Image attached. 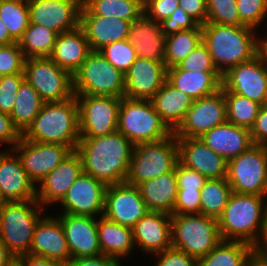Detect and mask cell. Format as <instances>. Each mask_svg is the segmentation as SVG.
<instances>
[{
	"label": "cell",
	"mask_w": 267,
	"mask_h": 266,
	"mask_svg": "<svg viewBox=\"0 0 267 266\" xmlns=\"http://www.w3.org/2000/svg\"><path fill=\"white\" fill-rule=\"evenodd\" d=\"M134 145L119 131L112 134L80 138L76 152L83 172L106 186L125 182Z\"/></svg>",
	"instance_id": "6da1fadb"
},
{
	"label": "cell",
	"mask_w": 267,
	"mask_h": 266,
	"mask_svg": "<svg viewBox=\"0 0 267 266\" xmlns=\"http://www.w3.org/2000/svg\"><path fill=\"white\" fill-rule=\"evenodd\" d=\"M256 29L245 25L206 22L202 25V42L207 46L212 61L223 75L231 67L257 56Z\"/></svg>",
	"instance_id": "7a4b0ae2"
},
{
	"label": "cell",
	"mask_w": 267,
	"mask_h": 266,
	"mask_svg": "<svg viewBox=\"0 0 267 266\" xmlns=\"http://www.w3.org/2000/svg\"><path fill=\"white\" fill-rule=\"evenodd\" d=\"M266 208L267 195L232 192L218 218L221 240L241 241L255 247L263 233Z\"/></svg>",
	"instance_id": "3957f363"
},
{
	"label": "cell",
	"mask_w": 267,
	"mask_h": 266,
	"mask_svg": "<svg viewBox=\"0 0 267 266\" xmlns=\"http://www.w3.org/2000/svg\"><path fill=\"white\" fill-rule=\"evenodd\" d=\"M22 136L34 142L67 146L75 151L80 140L75 95L61 102H44L39 114Z\"/></svg>",
	"instance_id": "277c9868"
},
{
	"label": "cell",
	"mask_w": 267,
	"mask_h": 266,
	"mask_svg": "<svg viewBox=\"0 0 267 266\" xmlns=\"http://www.w3.org/2000/svg\"><path fill=\"white\" fill-rule=\"evenodd\" d=\"M41 211L43 207L36 199L6 201L0 207V238L14 258L29 253Z\"/></svg>",
	"instance_id": "5b68a950"
},
{
	"label": "cell",
	"mask_w": 267,
	"mask_h": 266,
	"mask_svg": "<svg viewBox=\"0 0 267 266\" xmlns=\"http://www.w3.org/2000/svg\"><path fill=\"white\" fill-rule=\"evenodd\" d=\"M117 131L133 145L156 142L174 132L162 120L151 100L121 98Z\"/></svg>",
	"instance_id": "8992f818"
},
{
	"label": "cell",
	"mask_w": 267,
	"mask_h": 266,
	"mask_svg": "<svg viewBox=\"0 0 267 266\" xmlns=\"http://www.w3.org/2000/svg\"><path fill=\"white\" fill-rule=\"evenodd\" d=\"M220 241L218 219L201 213L171 215V246L196 260L207 255Z\"/></svg>",
	"instance_id": "52a82bcc"
},
{
	"label": "cell",
	"mask_w": 267,
	"mask_h": 266,
	"mask_svg": "<svg viewBox=\"0 0 267 266\" xmlns=\"http://www.w3.org/2000/svg\"><path fill=\"white\" fill-rule=\"evenodd\" d=\"M178 146L174 133L160 141L134 145L125 182L138 186L175 169Z\"/></svg>",
	"instance_id": "ba28073f"
},
{
	"label": "cell",
	"mask_w": 267,
	"mask_h": 266,
	"mask_svg": "<svg viewBox=\"0 0 267 266\" xmlns=\"http://www.w3.org/2000/svg\"><path fill=\"white\" fill-rule=\"evenodd\" d=\"M72 77L74 94L124 97L125 75L99 51H91Z\"/></svg>",
	"instance_id": "9c48e42d"
},
{
	"label": "cell",
	"mask_w": 267,
	"mask_h": 266,
	"mask_svg": "<svg viewBox=\"0 0 267 266\" xmlns=\"http://www.w3.org/2000/svg\"><path fill=\"white\" fill-rule=\"evenodd\" d=\"M226 179L232 192L267 195V146L254 144L230 159Z\"/></svg>",
	"instance_id": "30bf717a"
},
{
	"label": "cell",
	"mask_w": 267,
	"mask_h": 266,
	"mask_svg": "<svg viewBox=\"0 0 267 266\" xmlns=\"http://www.w3.org/2000/svg\"><path fill=\"white\" fill-rule=\"evenodd\" d=\"M24 75L44 102H61L74 96L72 75L49 57L26 58Z\"/></svg>",
	"instance_id": "8fae6325"
},
{
	"label": "cell",
	"mask_w": 267,
	"mask_h": 266,
	"mask_svg": "<svg viewBox=\"0 0 267 266\" xmlns=\"http://www.w3.org/2000/svg\"><path fill=\"white\" fill-rule=\"evenodd\" d=\"M78 104L80 138H92L117 131L121 98L74 94Z\"/></svg>",
	"instance_id": "7c38bea8"
},
{
	"label": "cell",
	"mask_w": 267,
	"mask_h": 266,
	"mask_svg": "<svg viewBox=\"0 0 267 266\" xmlns=\"http://www.w3.org/2000/svg\"><path fill=\"white\" fill-rule=\"evenodd\" d=\"M226 121V101L221 87L211 95L193 100L183 122L174 131V135L200 138L212 128Z\"/></svg>",
	"instance_id": "4fadbf2b"
},
{
	"label": "cell",
	"mask_w": 267,
	"mask_h": 266,
	"mask_svg": "<svg viewBox=\"0 0 267 266\" xmlns=\"http://www.w3.org/2000/svg\"><path fill=\"white\" fill-rule=\"evenodd\" d=\"M13 150L20 157L24 170L35 185L39 184L72 152L67 146L34 142L23 136Z\"/></svg>",
	"instance_id": "5bb4252c"
},
{
	"label": "cell",
	"mask_w": 267,
	"mask_h": 266,
	"mask_svg": "<svg viewBox=\"0 0 267 266\" xmlns=\"http://www.w3.org/2000/svg\"><path fill=\"white\" fill-rule=\"evenodd\" d=\"M222 89L267 105V67L258 55L239 63L222 75Z\"/></svg>",
	"instance_id": "9a60e30c"
},
{
	"label": "cell",
	"mask_w": 267,
	"mask_h": 266,
	"mask_svg": "<svg viewBox=\"0 0 267 266\" xmlns=\"http://www.w3.org/2000/svg\"><path fill=\"white\" fill-rule=\"evenodd\" d=\"M147 212L138 186L126 182L107 186L104 209L107 219L133 228Z\"/></svg>",
	"instance_id": "2e32d148"
},
{
	"label": "cell",
	"mask_w": 267,
	"mask_h": 266,
	"mask_svg": "<svg viewBox=\"0 0 267 266\" xmlns=\"http://www.w3.org/2000/svg\"><path fill=\"white\" fill-rule=\"evenodd\" d=\"M82 0H28L30 23L44 26L57 34L80 25Z\"/></svg>",
	"instance_id": "e0dca14e"
},
{
	"label": "cell",
	"mask_w": 267,
	"mask_h": 266,
	"mask_svg": "<svg viewBox=\"0 0 267 266\" xmlns=\"http://www.w3.org/2000/svg\"><path fill=\"white\" fill-rule=\"evenodd\" d=\"M107 186L93 176L83 172L70 186L61 200L62 213L71 215H104Z\"/></svg>",
	"instance_id": "ac0fdd59"
},
{
	"label": "cell",
	"mask_w": 267,
	"mask_h": 266,
	"mask_svg": "<svg viewBox=\"0 0 267 266\" xmlns=\"http://www.w3.org/2000/svg\"><path fill=\"white\" fill-rule=\"evenodd\" d=\"M124 75V97L151 100L167 80V67L164 62L137 58Z\"/></svg>",
	"instance_id": "d6986e66"
},
{
	"label": "cell",
	"mask_w": 267,
	"mask_h": 266,
	"mask_svg": "<svg viewBox=\"0 0 267 266\" xmlns=\"http://www.w3.org/2000/svg\"><path fill=\"white\" fill-rule=\"evenodd\" d=\"M179 162L207 179L226 178L228 161L212 151L200 138L176 137Z\"/></svg>",
	"instance_id": "ffe728a7"
},
{
	"label": "cell",
	"mask_w": 267,
	"mask_h": 266,
	"mask_svg": "<svg viewBox=\"0 0 267 266\" xmlns=\"http://www.w3.org/2000/svg\"><path fill=\"white\" fill-rule=\"evenodd\" d=\"M60 220L71 258L101 254L97 235V217L61 213Z\"/></svg>",
	"instance_id": "44dd1931"
},
{
	"label": "cell",
	"mask_w": 267,
	"mask_h": 266,
	"mask_svg": "<svg viewBox=\"0 0 267 266\" xmlns=\"http://www.w3.org/2000/svg\"><path fill=\"white\" fill-rule=\"evenodd\" d=\"M83 173L82 160L76 151L68 157L39 183L36 200L44 208L45 204L59 203L65 197L72 183Z\"/></svg>",
	"instance_id": "7402d4cb"
},
{
	"label": "cell",
	"mask_w": 267,
	"mask_h": 266,
	"mask_svg": "<svg viewBox=\"0 0 267 266\" xmlns=\"http://www.w3.org/2000/svg\"><path fill=\"white\" fill-rule=\"evenodd\" d=\"M28 254L49 258L65 265L71 254L60 220L56 217H41L35 226Z\"/></svg>",
	"instance_id": "603a6c76"
},
{
	"label": "cell",
	"mask_w": 267,
	"mask_h": 266,
	"mask_svg": "<svg viewBox=\"0 0 267 266\" xmlns=\"http://www.w3.org/2000/svg\"><path fill=\"white\" fill-rule=\"evenodd\" d=\"M38 186L28 177L20 157L13 149L9 152L0 151V188L6 201L36 199Z\"/></svg>",
	"instance_id": "cb8c5ba5"
},
{
	"label": "cell",
	"mask_w": 267,
	"mask_h": 266,
	"mask_svg": "<svg viewBox=\"0 0 267 266\" xmlns=\"http://www.w3.org/2000/svg\"><path fill=\"white\" fill-rule=\"evenodd\" d=\"M132 229L134 245L143 252L156 254L171 247V214L149 211Z\"/></svg>",
	"instance_id": "d4e9b609"
},
{
	"label": "cell",
	"mask_w": 267,
	"mask_h": 266,
	"mask_svg": "<svg viewBox=\"0 0 267 266\" xmlns=\"http://www.w3.org/2000/svg\"><path fill=\"white\" fill-rule=\"evenodd\" d=\"M128 40L135 48L138 58L164 62L166 35L160 22L143 13L130 23Z\"/></svg>",
	"instance_id": "484cf974"
},
{
	"label": "cell",
	"mask_w": 267,
	"mask_h": 266,
	"mask_svg": "<svg viewBox=\"0 0 267 266\" xmlns=\"http://www.w3.org/2000/svg\"><path fill=\"white\" fill-rule=\"evenodd\" d=\"M212 151L227 161L247 151L253 144L250 129L224 122L200 137Z\"/></svg>",
	"instance_id": "4316f807"
},
{
	"label": "cell",
	"mask_w": 267,
	"mask_h": 266,
	"mask_svg": "<svg viewBox=\"0 0 267 266\" xmlns=\"http://www.w3.org/2000/svg\"><path fill=\"white\" fill-rule=\"evenodd\" d=\"M90 52L86 34L79 25L73 30L57 35L49 58L73 76Z\"/></svg>",
	"instance_id": "83f0119b"
},
{
	"label": "cell",
	"mask_w": 267,
	"mask_h": 266,
	"mask_svg": "<svg viewBox=\"0 0 267 266\" xmlns=\"http://www.w3.org/2000/svg\"><path fill=\"white\" fill-rule=\"evenodd\" d=\"M130 23L117 17L80 15V26L91 51H99L108 44L128 39Z\"/></svg>",
	"instance_id": "f1b7e54d"
},
{
	"label": "cell",
	"mask_w": 267,
	"mask_h": 266,
	"mask_svg": "<svg viewBox=\"0 0 267 266\" xmlns=\"http://www.w3.org/2000/svg\"><path fill=\"white\" fill-rule=\"evenodd\" d=\"M167 81L193 100L211 95L222 87L218 71H187L178 66L167 69Z\"/></svg>",
	"instance_id": "f546056e"
},
{
	"label": "cell",
	"mask_w": 267,
	"mask_h": 266,
	"mask_svg": "<svg viewBox=\"0 0 267 266\" xmlns=\"http://www.w3.org/2000/svg\"><path fill=\"white\" fill-rule=\"evenodd\" d=\"M138 188L149 211L173 213L178 192L175 169L140 183Z\"/></svg>",
	"instance_id": "4dcf8cb0"
},
{
	"label": "cell",
	"mask_w": 267,
	"mask_h": 266,
	"mask_svg": "<svg viewBox=\"0 0 267 266\" xmlns=\"http://www.w3.org/2000/svg\"><path fill=\"white\" fill-rule=\"evenodd\" d=\"M151 101L162 120L174 132L183 122L193 99L166 80Z\"/></svg>",
	"instance_id": "1f68e13d"
},
{
	"label": "cell",
	"mask_w": 267,
	"mask_h": 266,
	"mask_svg": "<svg viewBox=\"0 0 267 266\" xmlns=\"http://www.w3.org/2000/svg\"><path fill=\"white\" fill-rule=\"evenodd\" d=\"M97 235L103 255L121 260L134 249L133 229L113 222L104 215L99 220L97 218Z\"/></svg>",
	"instance_id": "d6a6232c"
},
{
	"label": "cell",
	"mask_w": 267,
	"mask_h": 266,
	"mask_svg": "<svg viewBox=\"0 0 267 266\" xmlns=\"http://www.w3.org/2000/svg\"><path fill=\"white\" fill-rule=\"evenodd\" d=\"M254 247L241 241L221 240L207 255L197 260V266H250Z\"/></svg>",
	"instance_id": "836d02e7"
},
{
	"label": "cell",
	"mask_w": 267,
	"mask_h": 266,
	"mask_svg": "<svg viewBox=\"0 0 267 266\" xmlns=\"http://www.w3.org/2000/svg\"><path fill=\"white\" fill-rule=\"evenodd\" d=\"M143 13V0H82L80 11V15L117 17L130 22Z\"/></svg>",
	"instance_id": "e575fe53"
},
{
	"label": "cell",
	"mask_w": 267,
	"mask_h": 266,
	"mask_svg": "<svg viewBox=\"0 0 267 266\" xmlns=\"http://www.w3.org/2000/svg\"><path fill=\"white\" fill-rule=\"evenodd\" d=\"M43 103L39 93L24 79L16 93L14 108L10 114L14 126L21 134L33 123Z\"/></svg>",
	"instance_id": "d590c367"
},
{
	"label": "cell",
	"mask_w": 267,
	"mask_h": 266,
	"mask_svg": "<svg viewBox=\"0 0 267 266\" xmlns=\"http://www.w3.org/2000/svg\"><path fill=\"white\" fill-rule=\"evenodd\" d=\"M202 42V25L166 36L164 63L168 68L177 66Z\"/></svg>",
	"instance_id": "8d00e7d4"
},
{
	"label": "cell",
	"mask_w": 267,
	"mask_h": 266,
	"mask_svg": "<svg viewBox=\"0 0 267 266\" xmlns=\"http://www.w3.org/2000/svg\"><path fill=\"white\" fill-rule=\"evenodd\" d=\"M231 194L232 188L226 178L207 179L200 190V213L218 219Z\"/></svg>",
	"instance_id": "74e56055"
},
{
	"label": "cell",
	"mask_w": 267,
	"mask_h": 266,
	"mask_svg": "<svg viewBox=\"0 0 267 266\" xmlns=\"http://www.w3.org/2000/svg\"><path fill=\"white\" fill-rule=\"evenodd\" d=\"M57 35L51 29L30 23L18 43L25 58L49 57L53 51Z\"/></svg>",
	"instance_id": "f35d334b"
},
{
	"label": "cell",
	"mask_w": 267,
	"mask_h": 266,
	"mask_svg": "<svg viewBox=\"0 0 267 266\" xmlns=\"http://www.w3.org/2000/svg\"><path fill=\"white\" fill-rule=\"evenodd\" d=\"M0 18L18 42L30 24L28 0H0Z\"/></svg>",
	"instance_id": "ab89813d"
},
{
	"label": "cell",
	"mask_w": 267,
	"mask_h": 266,
	"mask_svg": "<svg viewBox=\"0 0 267 266\" xmlns=\"http://www.w3.org/2000/svg\"><path fill=\"white\" fill-rule=\"evenodd\" d=\"M223 94L226 101L227 121L251 129L262 105L231 91H223Z\"/></svg>",
	"instance_id": "60d3db41"
},
{
	"label": "cell",
	"mask_w": 267,
	"mask_h": 266,
	"mask_svg": "<svg viewBox=\"0 0 267 266\" xmlns=\"http://www.w3.org/2000/svg\"><path fill=\"white\" fill-rule=\"evenodd\" d=\"M99 52L118 70L125 74L138 58L128 39L104 46Z\"/></svg>",
	"instance_id": "b9f144b4"
},
{
	"label": "cell",
	"mask_w": 267,
	"mask_h": 266,
	"mask_svg": "<svg viewBox=\"0 0 267 266\" xmlns=\"http://www.w3.org/2000/svg\"><path fill=\"white\" fill-rule=\"evenodd\" d=\"M207 22L244 25L239 18L236 0H206Z\"/></svg>",
	"instance_id": "7bdbcfd3"
},
{
	"label": "cell",
	"mask_w": 267,
	"mask_h": 266,
	"mask_svg": "<svg viewBox=\"0 0 267 266\" xmlns=\"http://www.w3.org/2000/svg\"><path fill=\"white\" fill-rule=\"evenodd\" d=\"M240 21L248 27L258 28L267 17V0H236Z\"/></svg>",
	"instance_id": "ee69618b"
},
{
	"label": "cell",
	"mask_w": 267,
	"mask_h": 266,
	"mask_svg": "<svg viewBox=\"0 0 267 266\" xmlns=\"http://www.w3.org/2000/svg\"><path fill=\"white\" fill-rule=\"evenodd\" d=\"M25 57L18 42L0 49V76L24 73Z\"/></svg>",
	"instance_id": "f6af8a7d"
},
{
	"label": "cell",
	"mask_w": 267,
	"mask_h": 266,
	"mask_svg": "<svg viewBox=\"0 0 267 266\" xmlns=\"http://www.w3.org/2000/svg\"><path fill=\"white\" fill-rule=\"evenodd\" d=\"M25 79L24 73H15L11 75L0 76V111L11 114L16 93L19 86Z\"/></svg>",
	"instance_id": "bcb514c9"
},
{
	"label": "cell",
	"mask_w": 267,
	"mask_h": 266,
	"mask_svg": "<svg viewBox=\"0 0 267 266\" xmlns=\"http://www.w3.org/2000/svg\"><path fill=\"white\" fill-rule=\"evenodd\" d=\"M177 66L187 71H218L212 61L207 46L203 42L193 49Z\"/></svg>",
	"instance_id": "7dc6e473"
},
{
	"label": "cell",
	"mask_w": 267,
	"mask_h": 266,
	"mask_svg": "<svg viewBox=\"0 0 267 266\" xmlns=\"http://www.w3.org/2000/svg\"><path fill=\"white\" fill-rule=\"evenodd\" d=\"M200 190L178 189L176 203L171 215L200 213Z\"/></svg>",
	"instance_id": "c3c4849f"
},
{
	"label": "cell",
	"mask_w": 267,
	"mask_h": 266,
	"mask_svg": "<svg viewBox=\"0 0 267 266\" xmlns=\"http://www.w3.org/2000/svg\"><path fill=\"white\" fill-rule=\"evenodd\" d=\"M178 7V0H143L144 14L160 23L169 18Z\"/></svg>",
	"instance_id": "681fc988"
},
{
	"label": "cell",
	"mask_w": 267,
	"mask_h": 266,
	"mask_svg": "<svg viewBox=\"0 0 267 266\" xmlns=\"http://www.w3.org/2000/svg\"><path fill=\"white\" fill-rule=\"evenodd\" d=\"M197 25L198 23L181 7H178L169 18L161 22L162 31L166 36L178 31L193 29Z\"/></svg>",
	"instance_id": "f907efd6"
},
{
	"label": "cell",
	"mask_w": 267,
	"mask_h": 266,
	"mask_svg": "<svg viewBox=\"0 0 267 266\" xmlns=\"http://www.w3.org/2000/svg\"><path fill=\"white\" fill-rule=\"evenodd\" d=\"M178 189H201L207 178L198 171L182 165L179 161L175 167Z\"/></svg>",
	"instance_id": "816d5d0a"
},
{
	"label": "cell",
	"mask_w": 267,
	"mask_h": 266,
	"mask_svg": "<svg viewBox=\"0 0 267 266\" xmlns=\"http://www.w3.org/2000/svg\"><path fill=\"white\" fill-rule=\"evenodd\" d=\"M158 257L156 266H197V260L183 250L170 247L154 254ZM158 255V256H157Z\"/></svg>",
	"instance_id": "f5cc1de1"
},
{
	"label": "cell",
	"mask_w": 267,
	"mask_h": 266,
	"mask_svg": "<svg viewBox=\"0 0 267 266\" xmlns=\"http://www.w3.org/2000/svg\"><path fill=\"white\" fill-rule=\"evenodd\" d=\"M22 134L14 126L9 114L0 111V143L13 147L19 142Z\"/></svg>",
	"instance_id": "db71d44e"
},
{
	"label": "cell",
	"mask_w": 267,
	"mask_h": 266,
	"mask_svg": "<svg viewBox=\"0 0 267 266\" xmlns=\"http://www.w3.org/2000/svg\"><path fill=\"white\" fill-rule=\"evenodd\" d=\"M250 133L253 144L267 146V105L261 106Z\"/></svg>",
	"instance_id": "11a10c76"
},
{
	"label": "cell",
	"mask_w": 267,
	"mask_h": 266,
	"mask_svg": "<svg viewBox=\"0 0 267 266\" xmlns=\"http://www.w3.org/2000/svg\"><path fill=\"white\" fill-rule=\"evenodd\" d=\"M181 7L199 25L207 22V1L206 0H178Z\"/></svg>",
	"instance_id": "9f6ffc18"
},
{
	"label": "cell",
	"mask_w": 267,
	"mask_h": 266,
	"mask_svg": "<svg viewBox=\"0 0 267 266\" xmlns=\"http://www.w3.org/2000/svg\"><path fill=\"white\" fill-rule=\"evenodd\" d=\"M120 261L107 255L71 258L64 266H120Z\"/></svg>",
	"instance_id": "6f0895ef"
},
{
	"label": "cell",
	"mask_w": 267,
	"mask_h": 266,
	"mask_svg": "<svg viewBox=\"0 0 267 266\" xmlns=\"http://www.w3.org/2000/svg\"><path fill=\"white\" fill-rule=\"evenodd\" d=\"M23 266H64L55 260L39 257L31 254L23 255L17 258Z\"/></svg>",
	"instance_id": "680465c9"
},
{
	"label": "cell",
	"mask_w": 267,
	"mask_h": 266,
	"mask_svg": "<svg viewBox=\"0 0 267 266\" xmlns=\"http://www.w3.org/2000/svg\"><path fill=\"white\" fill-rule=\"evenodd\" d=\"M254 252L262 258L267 259V208L265 213V224L260 241L254 247Z\"/></svg>",
	"instance_id": "91938a15"
},
{
	"label": "cell",
	"mask_w": 267,
	"mask_h": 266,
	"mask_svg": "<svg viewBox=\"0 0 267 266\" xmlns=\"http://www.w3.org/2000/svg\"><path fill=\"white\" fill-rule=\"evenodd\" d=\"M14 257L9 253L5 243L0 238V266H8Z\"/></svg>",
	"instance_id": "94428289"
},
{
	"label": "cell",
	"mask_w": 267,
	"mask_h": 266,
	"mask_svg": "<svg viewBox=\"0 0 267 266\" xmlns=\"http://www.w3.org/2000/svg\"><path fill=\"white\" fill-rule=\"evenodd\" d=\"M16 41L10 36L4 22L0 18V44L9 45Z\"/></svg>",
	"instance_id": "6125c7cd"
},
{
	"label": "cell",
	"mask_w": 267,
	"mask_h": 266,
	"mask_svg": "<svg viewBox=\"0 0 267 266\" xmlns=\"http://www.w3.org/2000/svg\"><path fill=\"white\" fill-rule=\"evenodd\" d=\"M257 55L261 58L263 64L267 67V42H258Z\"/></svg>",
	"instance_id": "be15d7a7"
},
{
	"label": "cell",
	"mask_w": 267,
	"mask_h": 266,
	"mask_svg": "<svg viewBox=\"0 0 267 266\" xmlns=\"http://www.w3.org/2000/svg\"><path fill=\"white\" fill-rule=\"evenodd\" d=\"M250 266H267V259L260 257L254 252L250 259Z\"/></svg>",
	"instance_id": "e7e4bbea"
},
{
	"label": "cell",
	"mask_w": 267,
	"mask_h": 266,
	"mask_svg": "<svg viewBox=\"0 0 267 266\" xmlns=\"http://www.w3.org/2000/svg\"><path fill=\"white\" fill-rule=\"evenodd\" d=\"M8 266H23V264L17 258H14Z\"/></svg>",
	"instance_id": "03108f58"
},
{
	"label": "cell",
	"mask_w": 267,
	"mask_h": 266,
	"mask_svg": "<svg viewBox=\"0 0 267 266\" xmlns=\"http://www.w3.org/2000/svg\"><path fill=\"white\" fill-rule=\"evenodd\" d=\"M6 202V200L4 199L2 192H1V188H0V207Z\"/></svg>",
	"instance_id": "003e7915"
},
{
	"label": "cell",
	"mask_w": 267,
	"mask_h": 266,
	"mask_svg": "<svg viewBox=\"0 0 267 266\" xmlns=\"http://www.w3.org/2000/svg\"><path fill=\"white\" fill-rule=\"evenodd\" d=\"M258 42H267V38L265 37L264 39L263 38L258 39Z\"/></svg>",
	"instance_id": "a7ac6f4b"
}]
</instances>
